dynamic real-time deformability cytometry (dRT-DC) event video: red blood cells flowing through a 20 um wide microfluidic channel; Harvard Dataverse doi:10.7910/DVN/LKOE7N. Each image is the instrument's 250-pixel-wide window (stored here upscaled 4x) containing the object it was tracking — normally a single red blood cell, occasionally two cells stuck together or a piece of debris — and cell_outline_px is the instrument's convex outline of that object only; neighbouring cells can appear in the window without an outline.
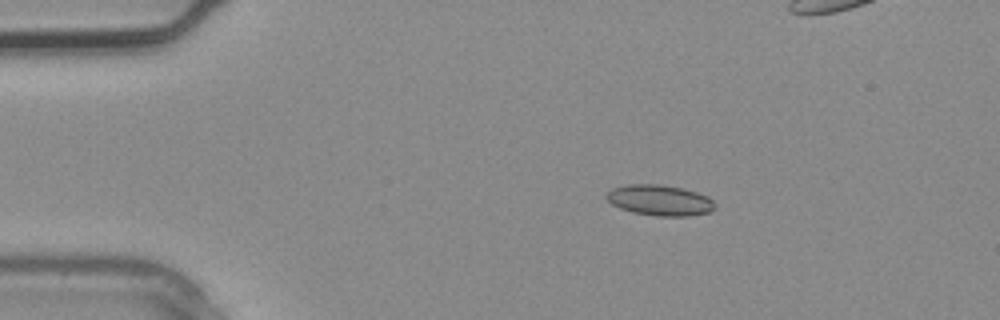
{"species": "common noctule bat (a hibernating species)", "species_latin": "Nyctalus noctula", "temperature_condition": "warm", "stored_images_in_passage": 4, "camera_frame_rate_fps": 3000, "um_per_image_px": 0.085, "animal": {"sex": "male", "body_mass_g": 20.4}, "frame": {"image": 1, "passage_image": 2, "time_ms": 0.333, "image_size_px": [1000, 320], "cell_outline_px": [[716, 208], [712, 212], [688, 216], [656, 216], [632, 212], [620, 208], [612, 204], [604, 196], [612, 188], [628, 184], [660, 184], [680, 188], [696, 192], [708, 196], [716, 204]], "centroid_in_image_um": [56.1, 17.03], "position_along_channel_um": 28.9, "area_um2": 19.54}}